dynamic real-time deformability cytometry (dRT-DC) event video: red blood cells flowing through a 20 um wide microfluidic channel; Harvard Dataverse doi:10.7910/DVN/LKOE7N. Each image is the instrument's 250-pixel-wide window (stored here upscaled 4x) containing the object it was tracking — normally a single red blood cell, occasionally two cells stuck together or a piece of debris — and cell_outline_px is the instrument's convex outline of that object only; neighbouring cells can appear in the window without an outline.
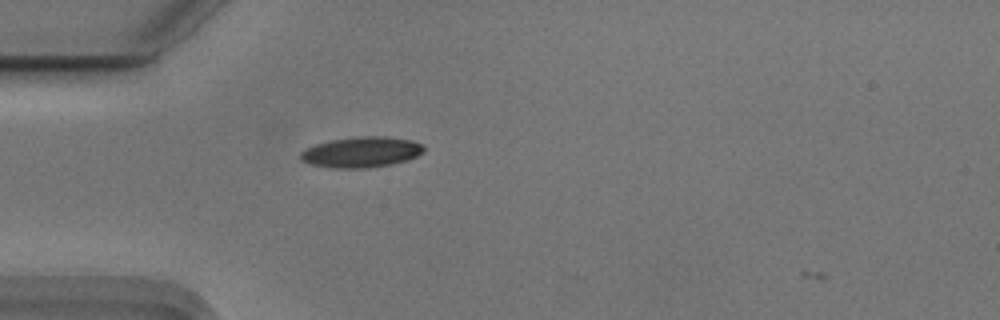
{"species": "Egyptian fruit bat (a non-hibernating species)", "species_latin": "Rousettus aegyptiacus", "temperature_condition": "cold", "stored_images_in_passage": 7, "camera_frame_rate_fps": 3000, "um_per_image_px": 0.085, "animal": {"sex": "male"}, "frame": {"image": 1, "passage_image": 6, "time_ms": 1.667, "image_size_px": [1000, 320], "cell_outline_px": [[424, 152], [416, 156], [392, 164], [368, 168], [332, 168], [308, 164], [300, 160], [300, 152], [316, 144], [332, 140], [360, 136], [384, 136], [412, 140], [420, 144], [424, 148]], "centroid_in_image_um": [30.69, 12.94], "position_along_channel_um": 54.3, "area_um2": 21.91}}